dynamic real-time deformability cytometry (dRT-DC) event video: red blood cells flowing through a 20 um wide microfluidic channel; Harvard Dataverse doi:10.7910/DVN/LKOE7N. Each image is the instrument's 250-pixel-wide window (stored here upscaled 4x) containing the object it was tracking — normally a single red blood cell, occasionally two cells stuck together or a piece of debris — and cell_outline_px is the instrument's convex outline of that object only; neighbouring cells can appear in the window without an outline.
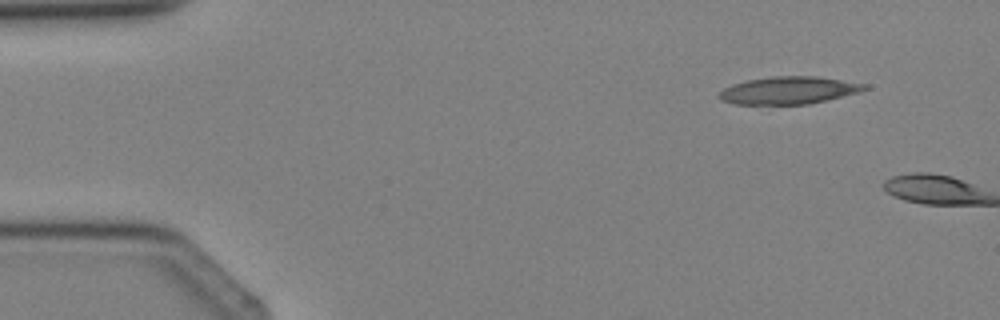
{"species": "Egyptian fruit bat (a non-hibernating species)", "species_latin": "Rousettus aegyptiacus", "temperature_condition": "cold", "stored_images_in_passage": 2, "camera_frame_rate_fps": 3000, "um_per_image_px": 0.085, "animal": {"sex": "female"}, "frame": {"image": 1, "passage_image": 1, "time_ms": 0.0, "image_size_px": [1000, 320], "cell_outline_px": [[868, 88], [860, 92], [808, 104], [736, 104], [720, 100], [716, 96], [724, 88], [732, 84], [748, 80], [772, 76], [816, 76], [868, 84]], "centroid_in_image_um": [67.03, 7.67], "position_along_channel_um": 18.0, "area_um2": 23.24}}